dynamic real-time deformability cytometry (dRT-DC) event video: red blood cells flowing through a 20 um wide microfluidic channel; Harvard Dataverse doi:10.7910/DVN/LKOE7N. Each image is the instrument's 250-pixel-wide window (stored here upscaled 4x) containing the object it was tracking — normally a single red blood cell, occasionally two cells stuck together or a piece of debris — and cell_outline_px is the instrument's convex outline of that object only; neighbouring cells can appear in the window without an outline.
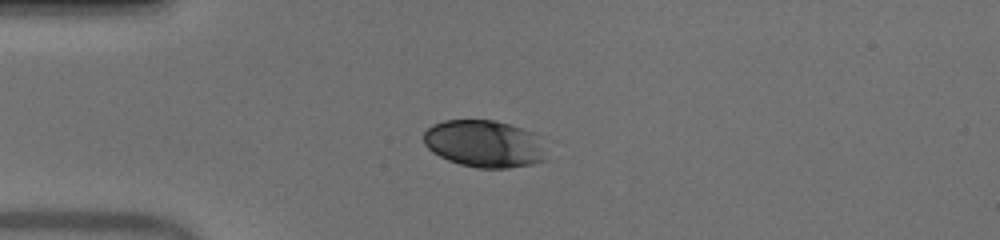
{"species": "human", "species_latin": "Homo sapiens", "temperature_condition": "warm", "stored_images_in_passage": 39, "camera_frame_rate_fps": 3000, "um_per_image_px": 0.085, "donor": {"sex": "male"}, "frame": {"image": 1, "passage_image": 1, "time_ms": 0.0, "image_size_px": [1000, 240], "cell_outline_px": [[548, 160], [532, 164], [508, 168], [476, 168], [460, 164], [448, 160], [432, 152], [424, 144], [424, 132], [432, 124], [444, 120], [492, 120], [508, 124], [532, 132]], "centroid_in_image_um": [41.1, 12.23], "position_along_channel_um": 43.9, "area_um2": 33.41}}
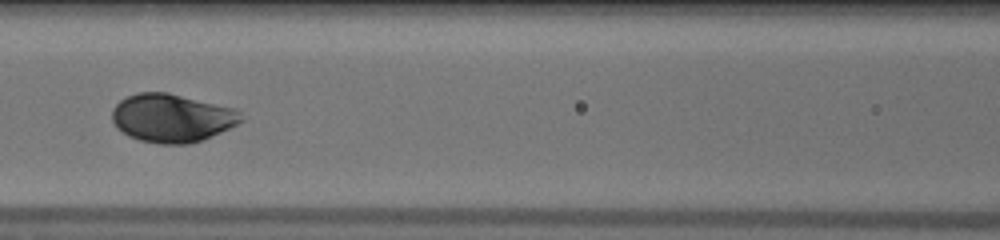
{"frame": {"image": 2, "passage_image": 11, "time_ms": 3.333, "image_size_px": [1000, 240], "cell_outline_px": [[244, 120], [220, 132], [200, 140], [188, 144], [160, 144], [140, 140], [128, 136], [116, 128], [112, 120], [112, 108], [120, 100], [136, 92], [168, 92], [236, 108], [240, 112]], "centroid_in_image_um": [14.59, 10.02], "position_along_channel_um": 152.0, "area_um2": 36.41}}
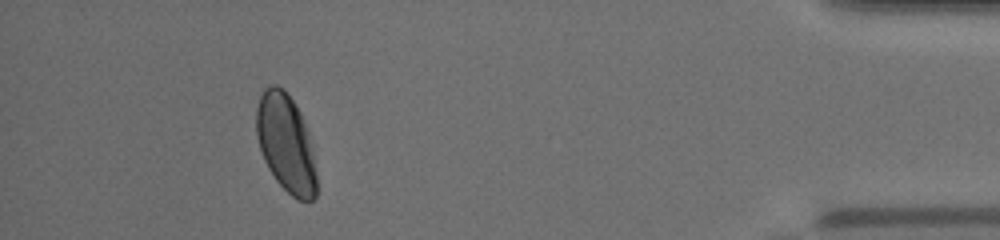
{"frame": {"image": 3, "passage_image": 35, "time_ms": 11.333, "image_size_px": [1000, 240], "cell_outline_px": [[316, 196], [312, 200], [296, 200], [276, 180], [268, 168], [264, 160], [256, 136], [256, 108], [260, 96], [264, 88], [272, 84], [276, 84], [284, 88], [300, 112], [308, 132], [316, 172]], "centroid_in_image_um": [24.28, 12.16], "position_along_channel_um": 410.9, "area_um2": 34.28}, "authors_computed_cell_mechanics": {"area_um2": 35.3158, "velocity_mm_per_s": 3.9541, "shape_relaxation_time_tau1_ms": 2.0746, "shape_relaxation_time_tau2_ms": null, "deformation_change_tau1": 0.1328, "deformation_change_tau2": null}}